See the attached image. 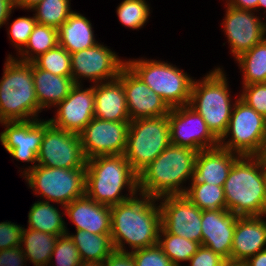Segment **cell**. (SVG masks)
Here are the masks:
<instances>
[{"mask_svg":"<svg viewBox=\"0 0 266 266\" xmlns=\"http://www.w3.org/2000/svg\"><path fill=\"white\" fill-rule=\"evenodd\" d=\"M33 63L54 75L71 76V54L59 44L40 55Z\"/></svg>","mask_w":266,"mask_h":266,"instance_id":"36","label":"cell"},{"mask_svg":"<svg viewBox=\"0 0 266 266\" xmlns=\"http://www.w3.org/2000/svg\"><path fill=\"white\" fill-rule=\"evenodd\" d=\"M126 65L170 108L189 105L193 78L189 73L168 61L125 58Z\"/></svg>","mask_w":266,"mask_h":266,"instance_id":"7","label":"cell"},{"mask_svg":"<svg viewBox=\"0 0 266 266\" xmlns=\"http://www.w3.org/2000/svg\"><path fill=\"white\" fill-rule=\"evenodd\" d=\"M67 234L74 241L84 263L101 264L115 250L110 234H93L84 230Z\"/></svg>","mask_w":266,"mask_h":266,"instance_id":"28","label":"cell"},{"mask_svg":"<svg viewBox=\"0 0 266 266\" xmlns=\"http://www.w3.org/2000/svg\"><path fill=\"white\" fill-rule=\"evenodd\" d=\"M238 215L227 209L202 210V243L225 260H230Z\"/></svg>","mask_w":266,"mask_h":266,"instance_id":"20","label":"cell"},{"mask_svg":"<svg viewBox=\"0 0 266 266\" xmlns=\"http://www.w3.org/2000/svg\"><path fill=\"white\" fill-rule=\"evenodd\" d=\"M161 227L167 232L202 243V210L185 195H168L158 199Z\"/></svg>","mask_w":266,"mask_h":266,"instance_id":"17","label":"cell"},{"mask_svg":"<svg viewBox=\"0 0 266 266\" xmlns=\"http://www.w3.org/2000/svg\"><path fill=\"white\" fill-rule=\"evenodd\" d=\"M103 43L71 53V78L75 84H84L83 80L96 84L118 78L126 59Z\"/></svg>","mask_w":266,"mask_h":266,"instance_id":"11","label":"cell"},{"mask_svg":"<svg viewBox=\"0 0 266 266\" xmlns=\"http://www.w3.org/2000/svg\"><path fill=\"white\" fill-rule=\"evenodd\" d=\"M57 45V28L36 23L25 47L17 55H12V53H9L7 54V57L15 56L17 60L31 63L40 55L56 47Z\"/></svg>","mask_w":266,"mask_h":266,"instance_id":"31","label":"cell"},{"mask_svg":"<svg viewBox=\"0 0 266 266\" xmlns=\"http://www.w3.org/2000/svg\"><path fill=\"white\" fill-rule=\"evenodd\" d=\"M82 263L72 238L67 233L58 236L48 266H80Z\"/></svg>","mask_w":266,"mask_h":266,"instance_id":"38","label":"cell"},{"mask_svg":"<svg viewBox=\"0 0 266 266\" xmlns=\"http://www.w3.org/2000/svg\"><path fill=\"white\" fill-rule=\"evenodd\" d=\"M265 145L266 118L238 98L219 146L239 155L261 156Z\"/></svg>","mask_w":266,"mask_h":266,"instance_id":"10","label":"cell"},{"mask_svg":"<svg viewBox=\"0 0 266 266\" xmlns=\"http://www.w3.org/2000/svg\"><path fill=\"white\" fill-rule=\"evenodd\" d=\"M130 121L93 118L79 134L85 157L122 155L127 146Z\"/></svg>","mask_w":266,"mask_h":266,"instance_id":"16","label":"cell"},{"mask_svg":"<svg viewBox=\"0 0 266 266\" xmlns=\"http://www.w3.org/2000/svg\"><path fill=\"white\" fill-rule=\"evenodd\" d=\"M164 254L170 259L174 266H184L201 246L200 243L167 233L162 227L160 229L158 243ZM184 262V263H183Z\"/></svg>","mask_w":266,"mask_h":266,"instance_id":"32","label":"cell"},{"mask_svg":"<svg viewBox=\"0 0 266 266\" xmlns=\"http://www.w3.org/2000/svg\"><path fill=\"white\" fill-rule=\"evenodd\" d=\"M34 15L36 22L59 28L74 11L71 0H42L29 10Z\"/></svg>","mask_w":266,"mask_h":266,"instance_id":"34","label":"cell"},{"mask_svg":"<svg viewBox=\"0 0 266 266\" xmlns=\"http://www.w3.org/2000/svg\"><path fill=\"white\" fill-rule=\"evenodd\" d=\"M58 236L23 227L20 247L33 266H48Z\"/></svg>","mask_w":266,"mask_h":266,"instance_id":"29","label":"cell"},{"mask_svg":"<svg viewBox=\"0 0 266 266\" xmlns=\"http://www.w3.org/2000/svg\"><path fill=\"white\" fill-rule=\"evenodd\" d=\"M103 266H136L131 252L114 250L104 261Z\"/></svg>","mask_w":266,"mask_h":266,"instance_id":"44","label":"cell"},{"mask_svg":"<svg viewBox=\"0 0 266 266\" xmlns=\"http://www.w3.org/2000/svg\"><path fill=\"white\" fill-rule=\"evenodd\" d=\"M229 6L239 10H251L257 13L258 0H225Z\"/></svg>","mask_w":266,"mask_h":266,"instance_id":"46","label":"cell"},{"mask_svg":"<svg viewBox=\"0 0 266 266\" xmlns=\"http://www.w3.org/2000/svg\"><path fill=\"white\" fill-rule=\"evenodd\" d=\"M22 226L9 220L0 222V250L20 246Z\"/></svg>","mask_w":266,"mask_h":266,"instance_id":"41","label":"cell"},{"mask_svg":"<svg viewBox=\"0 0 266 266\" xmlns=\"http://www.w3.org/2000/svg\"><path fill=\"white\" fill-rule=\"evenodd\" d=\"M131 253L136 266H174L158 244Z\"/></svg>","mask_w":266,"mask_h":266,"instance_id":"40","label":"cell"},{"mask_svg":"<svg viewBox=\"0 0 266 266\" xmlns=\"http://www.w3.org/2000/svg\"><path fill=\"white\" fill-rule=\"evenodd\" d=\"M167 116L171 144L197 152L219 146V139L211 132L200 114L189 105L171 108Z\"/></svg>","mask_w":266,"mask_h":266,"instance_id":"15","label":"cell"},{"mask_svg":"<svg viewBox=\"0 0 266 266\" xmlns=\"http://www.w3.org/2000/svg\"><path fill=\"white\" fill-rule=\"evenodd\" d=\"M168 116L130 121L125 158L139 174L170 145Z\"/></svg>","mask_w":266,"mask_h":266,"instance_id":"9","label":"cell"},{"mask_svg":"<svg viewBox=\"0 0 266 266\" xmlns=\"http://www.w3.org/2000/svg\"><path fill=\"white\" fill-rule=\"evenodd\" d=\"M0 79V122L41 119L33 81V62L6 57Z\"/></svg>","mask_w":266,"mask_h":266,"instance_id":"6","label":"cell"},{"mask_svg":"<svg viewBox=\"0 0 266 266\" xmlns=\"http://www.w3.org/2000/svg\"><path fill=\"white\" fill-rule=\"evenodd\" d=\"M220 266H244V265L243 263H240V262L226 260Z\"/></svg>","mask_w":266,"mask_h":266,"instance_id":"50","label":"cell"},{"mask_svg":"<svg viewBox=\"0 0 266 266\" xmlns=\"http://www.w3.org/2000/svg\"><path fill=\"white\" fill-rule=\"evenodd\" d=\"M146 0H123L116 7V15L122 26L131 30H141L151 17L152 10Z\"/></svg>","mask_w":266,"mask_h":266,"instance_id":"35","label":"cell"},{"mask_svg":"<svg viewBox=\"0 0 266 266\" xmlns=\"http://www.w3.org/2000/svg\"><path fill=\"white\" fill-rule=\"evenodd\" d=\"M11 16L13 15L10 14L5 26L10 44L15 48L17 55L28 43L30 34L37 22L34 15H29L17 17L10 23Z\"/></svg>","mask_w":266,"mask_h":266,"instance_id":"37","label":"cell"},{"mask_svg":"<svg viewBox=\"0 0 266 266\" xmlns=\"http://www.w3.org/2000/svg\"><path fill=\"white\" fill-rule=\"evenodd\" d=\"M138 193V174L124 154L87 160L85 194L95 202L113 206Z\"/></svg>","mask_w":266,"mask_h":266,"instance_id":"3","label":"cell"},{"mask_svg":"<svg viewBox=\"0 0 266 266\" xmlns=\"http://www.w3.org/2000/svg\"><path fill=\"white\" fill-rule=\"evenodd\" d=\"M91 21L80 12L73 11L57 29L58 44L70 54L90 48L99 43L96 40Z\"/></svg>","mask_w":266,"mask_h":266,"instance_id":"26","label":"cell"},{"mask_svg":"<svg viewBox=\"0 0 266 266\" xmlns=\"http://www.w3.org/2000/svg\"><path fill=\"white\" fill-rule=\"evenodd\" d=\"M225 15L220 23L231 55L236 60L266 37V20L251 10L235 9L224 2ZM263 19V20H262Z\"/></svg>","mask_w":266,"mask_h":266,"instance_id":"14","label":"cell"},{"mask_svg":"<svg viewBox=\"0 0 266 266\" xmlns=\"http://www.w3.org/2000/svg\"><path fill=\"white\" fill-rule=\"evenodd\" d=\"M266 215L239 216L236 221L230 261L244 263L266 249Z\"/></svg>","mask_w":266,"mask_h":266,"instance_id":"21","label":"cell"},{"mask_svg":"<svg viewBox=\"0 0 266 266\" xmlns=\"http://www.w3.org/2000/svg\"><path fill=\"white\" fill-rule=\"evenodd\" d=\"M224 261L226 260L212 249L201 245L187 262L189 264L184 266H220Z\"/></svg>","mask_w":266,"mask_h":266,"instance_id":"42","label":"cell"},{"mask_svg":"<svg viewBox=\"0 0 266 266\" xmlns=\"http://www.w3.org/2000/svg\"><path fill=\"white\" fill-rule=\"evenodd\" d=\"M261 8L264 9L263 13H264V18L266 19V0H258V6H257V12H258V15L261 16V12H259L260 10H262Z\"/></svg>","mask_w":266,"mask_h":266,"instance_id":"49","label":"cell"},{"mask_svg":"<svg viewBox=\"0 0 266 266\" xmlns=\"http://www.w3.org/2000/svg\"><path fill=\"white\" fill-rule=\"evenodd\" d=\"M110 211V235L115 250L131 252L158 243L161 211L157 198L138 193L127 201L110 206Z\"/></svg>","mask_w":266,"mask_h":266,"instance_id":"1","label":"cell"},{"mask_svg":"<svg viewBox=\"0 0 266 266\" xmlns=\"http://www.w3.org/2000/svg\"><path fill=\"white\" fill-rule=\"evenodd\" d=\"M80 266H103V264H95V263H82Z\"/></svg>","mask_w":266,"mask_h":266,"instance_id":"51","label":"cell"},{"mask_svg":"<svg viewBox=\"0 0 266 266\" xmlns=\"http://www.w3.org/2000/svg\"><path fill=\"white\" fill-rule=\"evenodd\" d=\"M16 9V0H0V28L5 26L10 14Z\"/></svg>","mask_w":266,"mask_h":266,"instance_id":"45","label":"cell"},{"mask_svg":"<svg viewBox=\"0 0 266 266\" xmlns=\"http://www.w3.org/2000/svg\"><path fill=\"white\" fill-rule=\"evenodd\" d=\"M64 209L75 230L93 234L111 233L110 206L97 203L85 194L64 206Z\"/></svg>","mask_w":266,"mask_h":266,"instance_id":"22","label":"cell"},{"mask_svg":"<svg viewBox=\"0 0 266 266\" xmlns=\"http://www.w3.org/2000/svg\"><path fill=\"white\" fill-rule=\"evenodd\" d=\"M226 74L219 65L202 78H194L189 102L219 140L227 131L233 106L239 98V93L233 98Z\"/></svg>","mask_w":266,"mask_h":266,"instance_id":"5","label":"cell"},{"mask_svg":"<svg viewBox=\"0 0 266 266\" xmlns=\"http://www.w3.org/2000/svg\"><path fill=\"white\" fill-rule=\"evenodd\" d=\"M242 85L266 83V37L236 60Z\"/></svg>","mask_w":266,"mask_h":266,"instance_id":"30","label":"cell"},{"mask_svg":"<svg viewBox=\"0 0 266 266\" xmlns=\"http://www.w3.org/2000/svg\"><path fill=\"white\" fill-rule=\"evenodd\" d=\"M185 196L200 210L227 209L223 186L189 183Z\"/></svg>","mask_w":266,"mask_h":266,"instance_id":"33","label":"cell"},{"mask_svg":"<svg viewBox=\"0 0 266 266\" xmlns=\"http://www.w3.org/2000/svg\"><path fill=\"white\" fill-rule=\"evenodd\" d=\"M244 266H266V249L261 250L254 256L249 257L244 263Z\"/></svg>","mask_w":266,"mask_h":266,"instance_id":"47","label":"cell"},{"mask_svg":"<svg viewBox=\"0 0 266 266\" xmlns=\"http://www.w3.org/2000/svg\"><path fill=\"white\" fill-rule=\"evenodd\" d=\"M197 153L190 148L170 144L138 174L139 193L157 199L185 195L193 179Z\"/></svg>","mask_w":266,"mask_h":266,"instance_id":"2","label":"cell"},{"mask_svg":"<svg viewBox=\"0 0 266 266\" xmlns=\"http://www.w3.org/2000/svg\"><path fill=\"white\" fill-rule=\"evenodd\" d=\"M54 108V116L48 119L50 123L79 135L94 118V84L86 88L83 84H75L68 96Z\"/></svg>","mask_w":266,"mask_h":266,"instance_id":"18","label":"cell"},{"mask_svg":"<svg viewBox=\"0 0 266 266\" xmlns=\"http://www.w3.org/2000/svg\"><path fill=\"white\" fill-rule=\"evenodd\" d=\"M261 157L263 158L264 163H265V165H266V145H265V148H264V151H263Z\"/></svg>","mask_w":266,"mask_h":266,"instance_id":"52","label":"cell"},{"mask_svg":"<svg viewBox=\"0 0 266 266\" xmlns=\"http://www.w3.org/2000/svg\"><path fill=\"white\" fill-rule=\"evenodd\" d=\"M62 210H65L64 207L59 209L56 203L38 199L28 211L27 228L56 236L66 234L69 229L64 218L65 211Z\"/></svg>","mask_w":266,"mask_h":266,"instance_id":"27","label":"cell"},{"mask_svg":"<svg viewBox=\"0 0 266 266\" xmlns=\"http://www.w3.org/2000/svg\"><path fill=\"white\" fill-rule=\"evenodd\" d=\"M23 178L35 197L62 207L85 195L86 168L65 169L36 165Z\"/></svg>","mask_w":266,"mask_h":266,"instance_id":"8","label":"cell"},{"mask_svg":"<svg viewBox=\"0 0 266 266\" xmlns=\"http://www.w3.org/2000/svg\"><path fill=\"white\" fill-rule=\"evenodd\" d=\"M27 258L20 246L0 250V266H27Z\"/></svg>","mask_w":266,"mask_h":266,"instance_id":"43","label":"cell"},{"mask_svg":"<svg viewBox=\"0 0 266 266\" xmlns=\"http://www.w3.org/2000/svg\"><path fill=\"white\" fill-rule=\"evenodd\" d=\"M42 0H16V9H21L22 11L29 10L37 5Z\"/></svg>","mask_w":266,"mask_h":266,"instance_id":"48","label":"cell"},{"mask_svg":"<svg viewBox=\"0 0 266 266\" xmlns=\"http://www.w3.org/2000/svg\"><path fill=\"white\" fill-rule=\"evenodd\" d=\"M33 81L38 105L43 111L56 107L75 85L71 76L54 75L38 68L34 63Z\"/></svg>","mask_w":266,"mask_h":266,"instance_id":"25","label":"cell"},{"mask_svg":"<svg viewBox=\"0 0 266 266\" xmlns=\"http://www.w3.org/2000/svg\"><path fill=\"white\" fill-rule=\"evenodd\" d=\"M227 210L238 216L266 215V165L261 156L241 155L223 185Z\"/></svg>","mask_w":266,"mask_h":266,"instance_id":"4","label":"cell"},{"mask_svg":"<svg viewBox=\"0 0 266 266\" xmlns=\"http://www.w3.org/2000/svg\"><path fill=\"white\" fill-rule=\"evenodd\" d=\"M123 84L130 120L167 115L171 108L127 65L118 76Z\"/></svg>","mask_w":266,"mask_h":266,"instance_id":"19","label":"cell"},{"mask_svg":"<svg viewBox=\"0 0 266 266\" xmlns=\"http://www.w3.org/2000/svg\"><path fill=\"white\" fill-rule=\"evenodd\" d=\"M241 155L220 146L197 153L193 179L190 183L223 186L234 162Z\"/></svg>","mask_w":266,"mask_h":266,"instance_id":"23","label":"cell"},{"mask_svg":"<svg viewBox=\"0 0 266 266\" xmlns=\"http://www.w3.org/2000/svg\"><path fill=\"white\" fill-rule=\"evenodd\" d=\"M94 117L106 121H131L123 84L118 78L94 84Z\"/></svg>","mask_w":266,"mask_h":266,"instance_id":"24","label":"cell"},{"mask_svg":"<svg viewBox=\"0 0 266 266\" xmlns=\"http://www.w3.org/2000/svg\"><path fill=\"white\" fill-rule=\"evenodd\" d=\"M239 98L266 118V83L242 85Z\"/></svg>","mask_w":266,"mask_h":266,"instance_id":"39","label":"cell"},{"mask_svg":"<svg viewBox=\"0 0 266 266\" xmlns=\"http://www.w3.org/2000/svg\"><path fill=\"white\" fill-rule=\"evenodd\" d=\"M37 165L65 169L86 168L80 136L56 128L44 118V136L37 156Z\"/></svg>","mask_w":266,"mask_h":266,"instance_id":"12","label":"cell"},{"mask_svg":"<svg viewBox=\"0 0 266 266\" xmlns=\"http://www.w3.org/2000/svg\"><path fill=\"white\" fill-rule=\"evenodd\" d=\"M0 124L4 127L0 132L1 145L16 161L28 164H23L19 170L22 178L37 165V156L44 136V119L7 121Z\"/></svg>","mask_w":266,"mask_h":266,"instance_id":"13","label":"cell"}]
</instances>
